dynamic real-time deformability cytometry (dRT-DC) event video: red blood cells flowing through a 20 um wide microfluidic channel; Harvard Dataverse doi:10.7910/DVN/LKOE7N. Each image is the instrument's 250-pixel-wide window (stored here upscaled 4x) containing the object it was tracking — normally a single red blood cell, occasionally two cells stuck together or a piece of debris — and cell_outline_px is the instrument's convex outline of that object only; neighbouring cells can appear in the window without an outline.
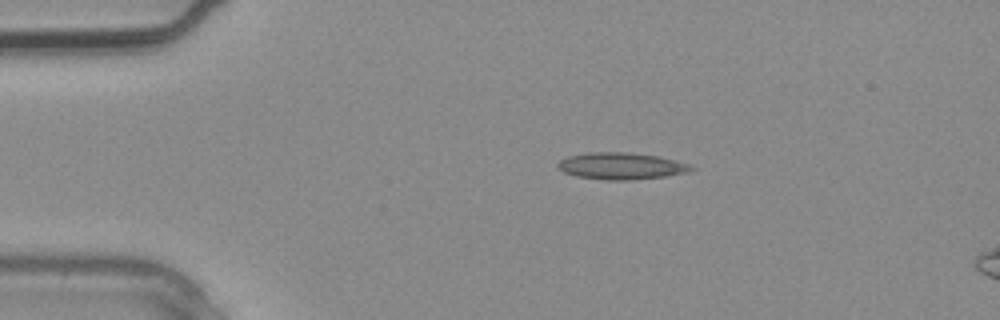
{"species": "common noctule bat (a hibernating species)", "species_latin": "Nyctalus noctula", "temperature_condition": "warm", "stored_images_in_passage": 2, "camera_frame_rate_fps": 3000, "um_per_image_px": 0.085, "animal": {"sex": "male", "body_mass_g": 20.4}, "frame": {"image": 1, "passage_image": 2, "time_ms": 0.333, "image_size_px": [1000, 320], "cell_outline_px": [[696, 168], [688, 172], [664, 176], [628, 180], [608, 180], [576, 176], [564, 172], [556, 168], [556, 164], [560, 160], [568, 156], [588, 152], [628, 152], [660, 156], [688, 164]], "centroid_in_image_um": [52.77, 14.1], "position_along_channel_um": 32.2, "area_um2": 20.81}}